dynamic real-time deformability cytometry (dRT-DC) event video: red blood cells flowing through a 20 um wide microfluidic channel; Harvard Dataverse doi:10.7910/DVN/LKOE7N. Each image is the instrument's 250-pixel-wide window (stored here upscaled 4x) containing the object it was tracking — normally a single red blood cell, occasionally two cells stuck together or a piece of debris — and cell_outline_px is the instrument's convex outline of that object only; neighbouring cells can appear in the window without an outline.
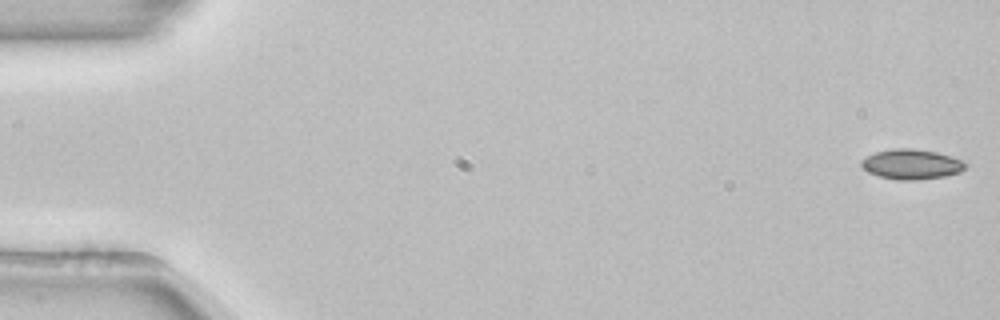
{"species": "common noctule bat (a hibernating species)", "species_latin": "Nyctalus noctula", "temperature_condition": "room temperature", "stored_images_in_passage": 53, "camera_frame_rate_fps": 3000, "um_per_image_px": 0.085, "animal": {"sex": "female", "body_mass_g": 22.7, "forearm_length_mm": 54.2}, "frame": {"image": 1, "passage_image": 1, "time_ms": 0.0, "image_size_px": [1000, 320], "cell_outline_px": [[968, 164], [960, 172], [944, 176], [920, 180], [896, 180], [880, 176], [868, 172], [860, 164], [860, 160], [876, 152], [892, 148], [916, 148], [936, 152], [952, 156]], "centroid_in_image_um": [77.47, 13.96], "position_along_channel_um": 7.5, "area_um2": 18.26}}
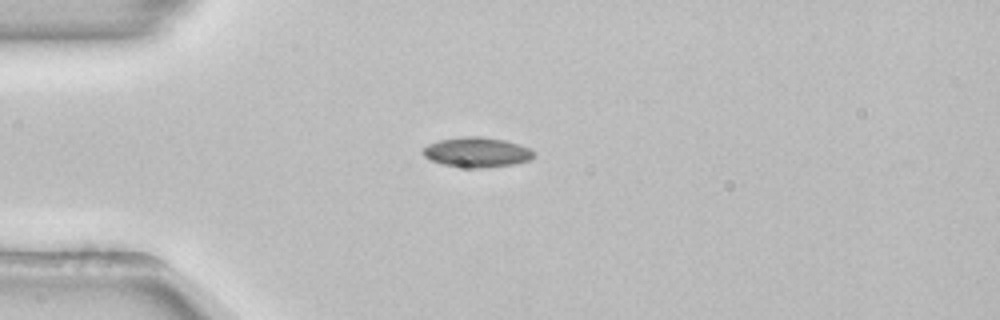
{"frame": {"image": 2, "passage_image": 14, "time_ms": 4.333, "image_size_px": [1000, 320], "cell_outline_px": [[536, 152], [532, 160], [512, 164], [484, 168], [468, 168], [444, 164], [432, 160], [424, 156], [420, 152], [428, 144], [440, 140], [460, 136], [480, 136], [504, 140], [520, 144]], "centroid_in_image_um": [40.55, 12.93], "position_along_channel_um": 44.4, "area_um2": 19.42}}
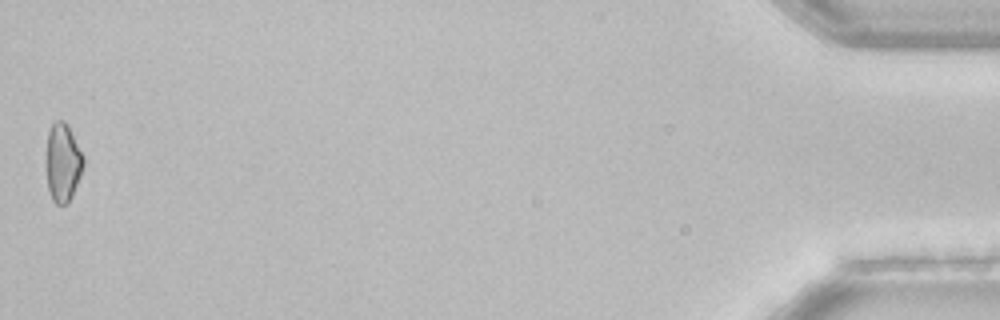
{"frame": {"image": 3, "passage_image": 53, "time_ms": 17.333, "image_size_px": [1000, 320], "cell_outline_px": [[84, 164], [80, 176], [72, 196], [68, 204], [56, 204], [52, 200], [48, 188], [48, 132], [52, 124], [56, 120], [64, 120], [68, 124], [84, 156]], "centroid_in_image_um": [5.38, 13.81], "position_along_channel_um": 429.8, "area_um2": 16.7}}